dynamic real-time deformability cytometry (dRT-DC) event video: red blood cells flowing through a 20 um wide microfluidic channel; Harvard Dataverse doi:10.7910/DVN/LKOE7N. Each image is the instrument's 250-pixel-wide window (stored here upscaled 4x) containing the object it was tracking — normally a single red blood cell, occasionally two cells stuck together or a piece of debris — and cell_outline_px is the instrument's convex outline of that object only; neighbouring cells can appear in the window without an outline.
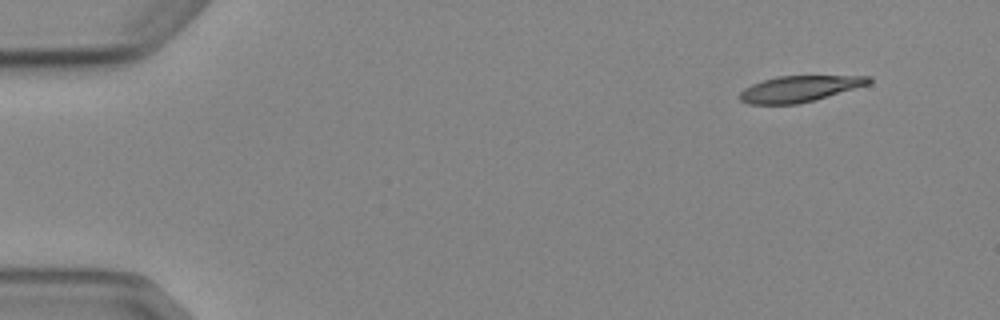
{"species": "Egyptian fruit bat (a non-hibernating species)", "species_latin": "Rousettus aegyptiacus", "temperature_condition": "cold", "stored_images_in_passage": 4, "camera_frame_rate_fps": 3000, "um_per_image_px": 0.085, "animal": {"sex": "female"}, "frame": {"image": 1, "passage_image": 1, "time_ms": 0.0, "image_size_px": [1000, 320], "cell_outline_px": [[872, 84], [816, 100], [796, 104], [748, 104], [740, 100], [740, 92], [744, 88], [752, 84], [776, 76], [872, 76]], "centroid_in_image_um": [68.01, 7.55], "position_along_channel_um": 17.0, "area_um2": 19.77}}
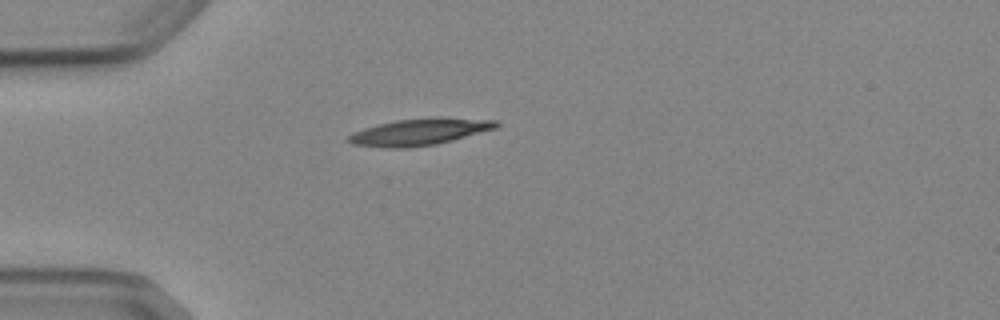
{"frame": {"image": 2, "passage_image": 4, "time_ms": 3.333, "image_size_px": [1000, 320], "cell_outline_px": [[500, 124], [496, 128], [452, 140], [436, 144], [408, 148], [388, 148], [352, 144], [344, 140], [352, 132], [364, 128], [396, 120], [436, 116], [440, 116], [496, 120]], "centroid_in_image_um": [35.65, 11.2], "position_along_channel_um": 49.3, "area_um2": 23.24}}